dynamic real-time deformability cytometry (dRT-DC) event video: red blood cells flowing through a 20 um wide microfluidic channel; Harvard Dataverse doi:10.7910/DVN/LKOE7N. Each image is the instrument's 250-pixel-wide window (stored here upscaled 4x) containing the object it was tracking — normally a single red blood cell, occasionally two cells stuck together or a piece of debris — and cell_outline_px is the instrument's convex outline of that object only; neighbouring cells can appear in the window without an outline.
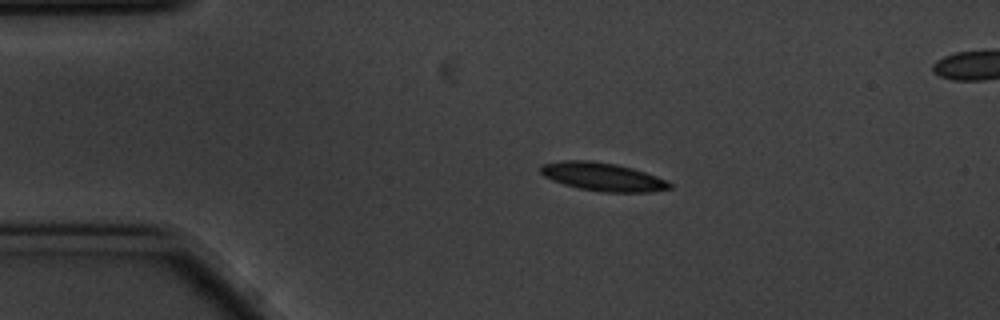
{"species": "common noctule bat (a hibernating species)", "species_latin": "Nyctalus noctula", "temperature_condition": "cold", "stored_images_in_passage": 48, "segment_of_instrument_passage": [1, 2], "camera_frame_rate_fps": 3000, "um_per_image_px": 0.085, "animal": {"sex": "male", "body_mass_g": 20.1, "forearm_length_mm": 53.5}, "frame": {"image": 1, "passage_image": 1, "time_ms": 0.0, "image_size_px": [1000, 320], "cell_outline_px": [[672, 188], [652, 192], [604, 192], [580, 188], [564, 184], [552, 180], [544, 176], [540, 172], [540, 168], [544, 164], [564, 160], [588, 160], [616, 164], [632, 168], [668, 180], [672, 184]], "centroid_in_image_um": [51.27, 15.03], "position_along_channel_um": 33.7, "area_um2": 21.15}}
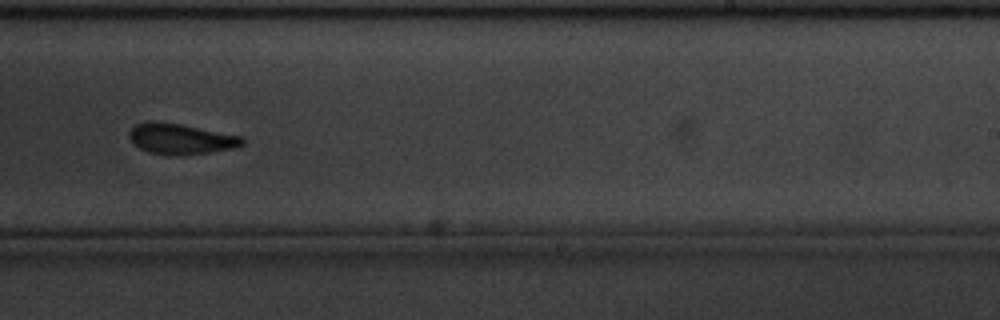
{"frame": {"image": 2, "passage_image": 25, "time_ms": 8.0, "image_size_px": [1000, 320], "cell_outline_px": [[244, 144], [232, 148], [184, 156], [168, 156], [148, 152], [140, 148], [128, 136], [128, 132], [136, 124], [148, 120], [156, 120], [180, 124], [244, 136]], "centroid_in_image_um": [15.35, 11.8], "position_along_channel_um": 273.7, "area_um2": 20.46}}
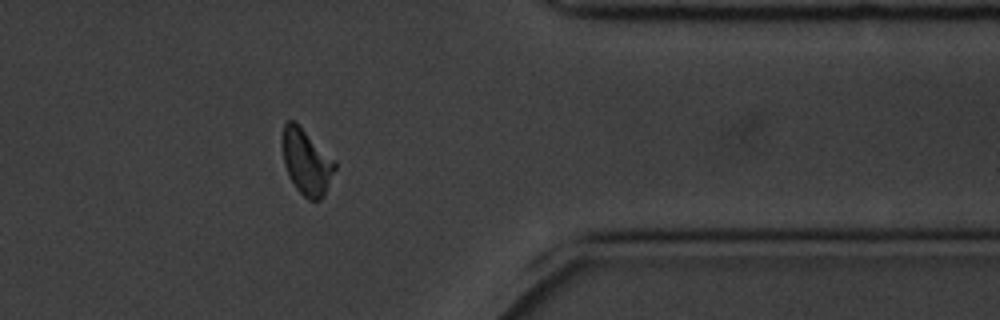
{"frame": {"image": 3, "passage_image": 36, "time_ms": 11.667, "image_size_px": [1000, 320], "cell_outline_px": [[336, 168], [324, 196], [320, 200], [308, 200], [296, 188], [288, 176], [284, 164], [284, 124], [288, 120], [292, 120], [336, 160]], "centroid_in_image_um": [26.09, 13.82], "position_along_channel_um": 385.3, "area_um2": 19.59}}